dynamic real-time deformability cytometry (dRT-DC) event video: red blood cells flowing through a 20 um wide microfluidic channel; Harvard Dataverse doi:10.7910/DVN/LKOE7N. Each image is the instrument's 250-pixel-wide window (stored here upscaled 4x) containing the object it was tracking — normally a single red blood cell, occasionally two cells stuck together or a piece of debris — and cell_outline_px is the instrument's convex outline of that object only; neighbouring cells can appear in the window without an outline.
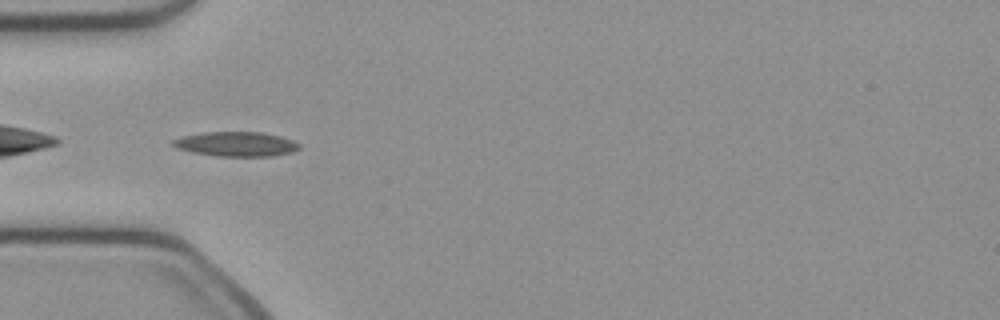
{"species": "common noctule bat (a hibernating species)", "species_latin": "Nyctalus noctula", "temperature_condition": "cold", "stored_images_in_passage": 36, "camera_frame_rate_fps": 3000, "um_per_image_px": 0.085, "animal": {"sex": "female", "body_mass_g": 21.9}, "frame": {"image": 1, "passage_image": 1, "time_ms": 0.0, "image_size_px": [1000, 320], "cell_outline_px": [[300, 148], [292, 152], [272, 156], [216, 156], [192, 152], [176, 148], [172, 144], [172, 140], [184, 136], [204, 132], [260, 132], [280, 136], [292, 140], [300, 144]], "centroid_in_image_um": [20.08, 12.25], "position_along_channel_um": 64.9, "area_um2": 18.03}}
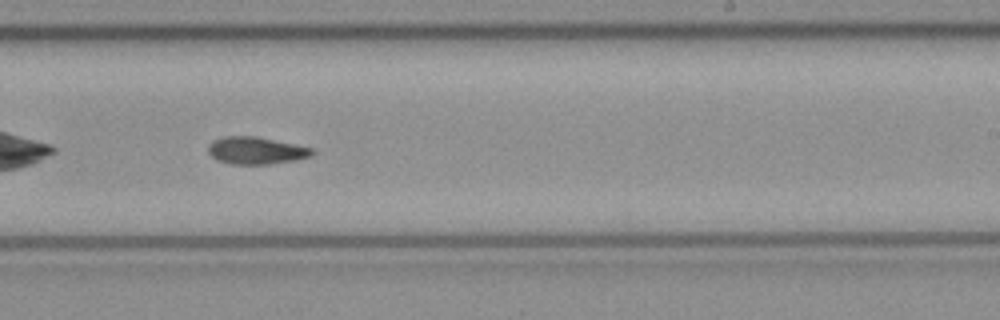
{"frame": {"image": 2, "passage_image": 16, "time_ms": 5.0, "image_size_px": [1000, 320], "cell_outline_px": [[316, 152], [312, 156], [292, 160], [268, 164], [232, 164], [216, 160], [208, 152], [208, 144], [212, 140], [224, 136], [256, 136], [312, 148]], "centroid_in_image_um": [21.73, 12.79], "position_along_channel_um": 267.3, "area_um2": 16.47}}
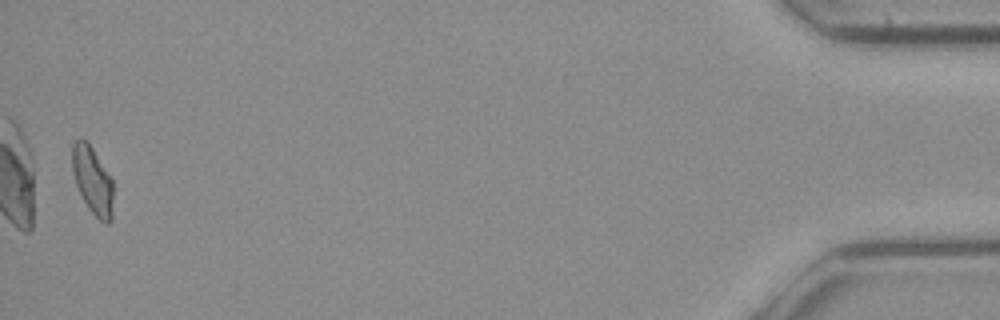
{"frame": {"image": 3, "passage_image": 35, "time_ms": 11.333, "image_size_px": [1000, 320], "cell_outline_px": [[112, 220], [108, 224], [100, 220], [88, 208], [76, 184], [72, 172], [72, 144], [76, 140], [88, 140], [112, 176]], "centroid_in_image_um": [7.88, 15.29], "position_along_channel_um": 427.3, "area_um2": 16.3}}